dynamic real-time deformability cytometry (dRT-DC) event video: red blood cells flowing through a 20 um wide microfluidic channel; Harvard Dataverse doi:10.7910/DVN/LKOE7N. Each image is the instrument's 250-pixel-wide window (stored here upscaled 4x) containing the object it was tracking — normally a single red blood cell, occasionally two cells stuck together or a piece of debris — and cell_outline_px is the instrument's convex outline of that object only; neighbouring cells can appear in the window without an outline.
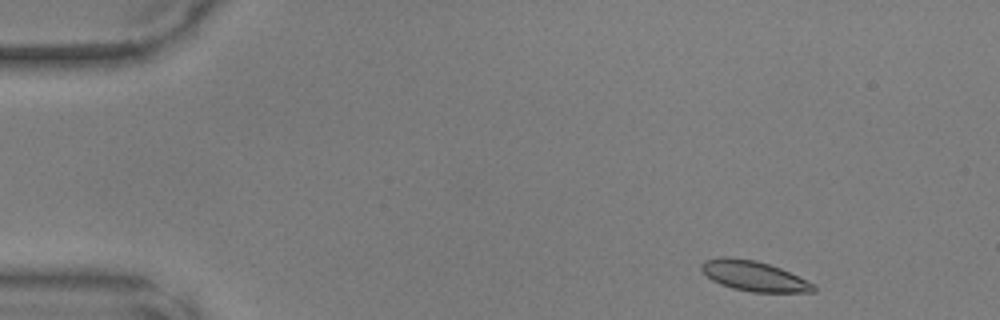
{"species": "common noctule bat (a hibernating species)", "species_latin": "Nyctalus noctula", "temperature_condition": "warm", "stored_images_in_passage": 45, "camera_frame_rate_fps": 3000, "um_per_image_px": 0.085, "animal": {"sex": "male", "body_mass_g": 17.9, "forearm_length_mm": 54.2}, "frame": {"image": 1, "passage_image": 2, "time_ms": 0.333, "image_size_px": [1000, 320], "cell_outline_px": [[816, 292], [752, 292], [732, 288], [720, 284], [712, 280], [700, 268], [700, 264], [704, 260], [720, 256], [728, 256], [756, 260], [780, 268], [816, 284]], "centroid_in_image_um": [64.08, 23.45], "position_along_channel_um": 20.9, "area_um2": 19.83}}
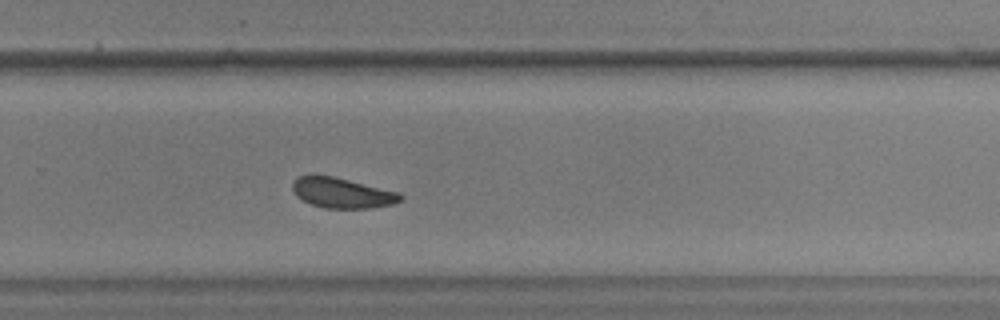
{"frame": {"image": 2, "passage_image": 29, "time_ms": 9.333, "image_size_px": [1000, 320], "cell_outline_px": [[404, 196], [400, 200], [392, 204], [368, 208], [324, 208], [312, 204], [296, 196], [292, 188], [292, 184], [300, 176], [332, 176], [400, 192]], "centroid_in_image_um": [29.11, 16.41], "position_along_channel_um": 300.7, "area_um2": 18.67}}
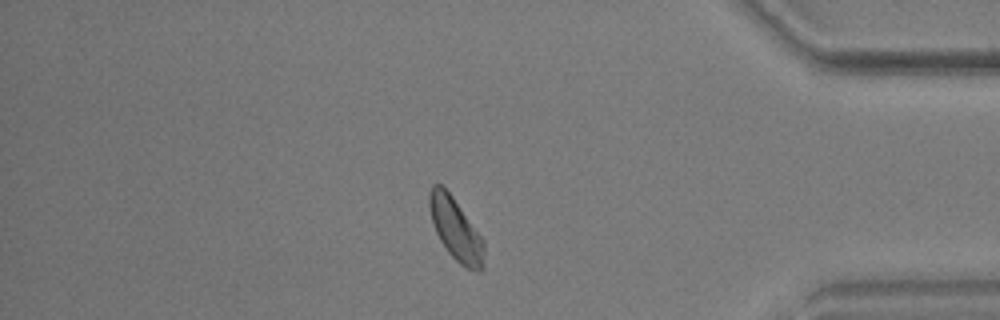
{"frame": {"image": 3, "passage_image": 38, "time_ms": 12.333, "image_size_px": [1000, 320], "cell_outline_px": [[484, 268], [480, 272], [476, 272], [460, 264], [448, 252], [440, 240], [436, 232], [428, 208], [428, 192], [432, 184], [440, 184], [452, 196], [484, 240]], "centroid_in_image_um": [38.73, 19.5], "position_along_channel_um": 396.5, "area_um2": 19.83}}